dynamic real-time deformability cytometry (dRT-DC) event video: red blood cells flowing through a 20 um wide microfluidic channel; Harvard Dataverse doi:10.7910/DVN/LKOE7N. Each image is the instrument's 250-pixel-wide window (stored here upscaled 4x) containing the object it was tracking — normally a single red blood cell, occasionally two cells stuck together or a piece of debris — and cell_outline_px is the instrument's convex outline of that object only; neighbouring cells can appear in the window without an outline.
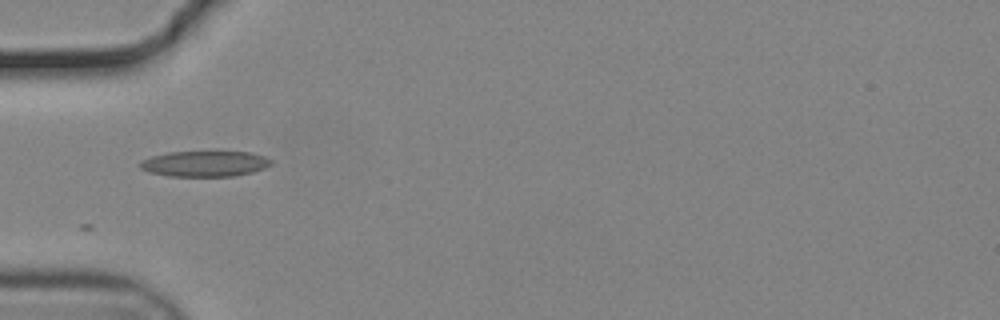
{"species": "common noctule bat (a hibernating species)", "species_latin": "Nyctalus noctula", "temperature_condition": "cold", "stored_images_in_passage": 16, "camera_frame_rate_fps": 3000, "um_per_image_px": 0.085, "animal": {"sex": "male", "body_mass_g": 19.2, "forearm_length_mm": 51.8}, "frame": {"image": 1, "passage_image": 1, "time_ms": 0.0, "image_size_px": [1000, 320], "cell_outline_px": [[272, 164], [264, 168], [252, 172], [232, 176], [168, 176], [148, 172], [140, 168], [136, 164], [140, 160], [152, 156], [168, 152], [252, 152], [264, 156], [272, 160]], "centroid_in_image_um": [17.36, 13.91], "position_along_channel_um": 67.6, "area_um2": 19.71}}
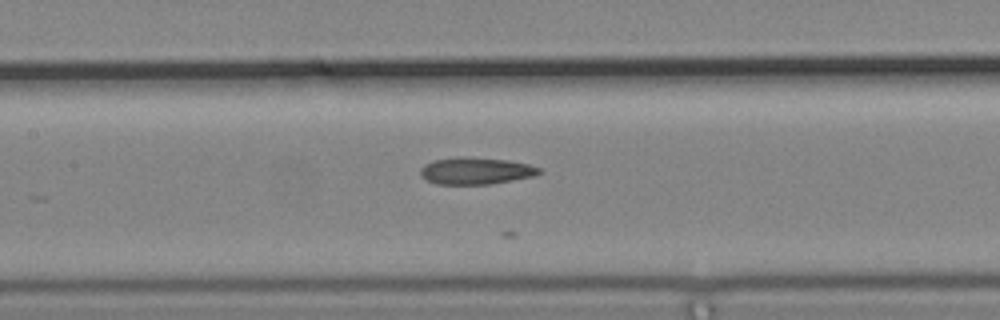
{"frame": {"image": 2, "passage_image": 9, "time_ms": 2.667, "image_size_px": [1000, 320], "cell_outline_px": [[544, 172], [536, 176], [492, 184], [436, 184], [420, 176], [420, 168], [424, 164], [432, 160], [456, 156], [468, 156], [508, 160], [528, 164], [540, 168]], "centroid_in_image_um": [40.45, 14.51], "position_along_channel_um": 166.9, "area_um2": 19.07}}
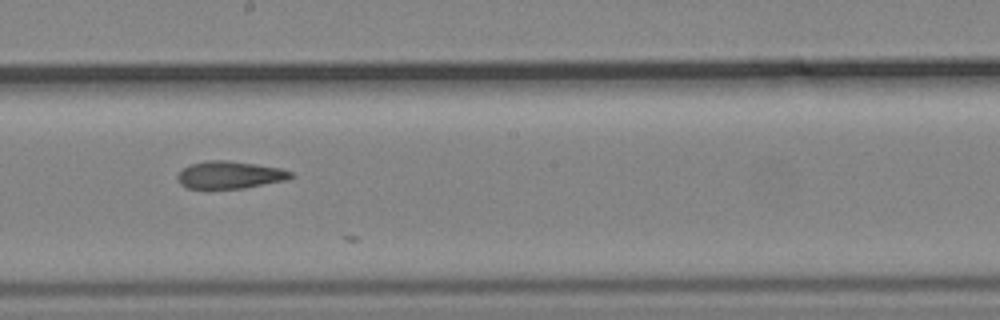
{"frame": {"image": 3, "passage_image": 14, "time_ms": 4.333, "image_size_px": [1000, 320], "cell_outline_px": [[296, 176], [288, 180], [244, 188], [188, 188], [180, 184], [176, 176], [184, 168], [192, 164], [208, 160], [228, 160], [256, 164], [280, 168], [292, 172]], "centroid_in_image_um": [19.58, 14.86], "position_along_channel_um": 228.6, "area_um2": 18.09}}